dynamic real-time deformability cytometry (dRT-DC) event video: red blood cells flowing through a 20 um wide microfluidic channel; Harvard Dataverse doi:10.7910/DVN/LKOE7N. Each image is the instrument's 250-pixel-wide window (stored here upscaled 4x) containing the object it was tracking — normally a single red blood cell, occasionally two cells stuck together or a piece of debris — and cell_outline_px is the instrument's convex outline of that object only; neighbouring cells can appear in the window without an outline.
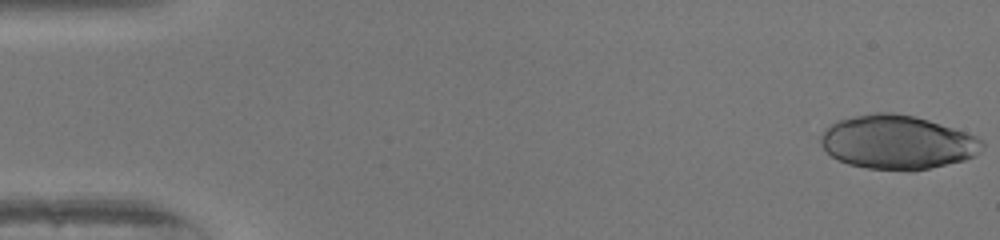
{"species": "human", "species_latin": "Homo sapiens", "temperature_condition": "warm", "stored_images_in_passage": 19, "camera_frame_rate_fps": 3000, "um_per_image_px": 0.085, "donor": {"sex": "female"}, "frame": {"image": 1, "passage_image": 1, "time_ms": 0.0, "image_size_px": [1000, 240], "cell_outline_px": [[984, 148], [976, 156], [964, 160], [912, 172], [868, 168], [848, 164], [836, 160], [820, 144], [820, 136], [836, 120], [852, 116], [872, 112], [892, 112], [916, 116], [976, 136], [984, 140]], "centroid_in_image_um": [76.28, 12.1], "position_along_channel_um": 8.7, "area_um2": 51.04}}
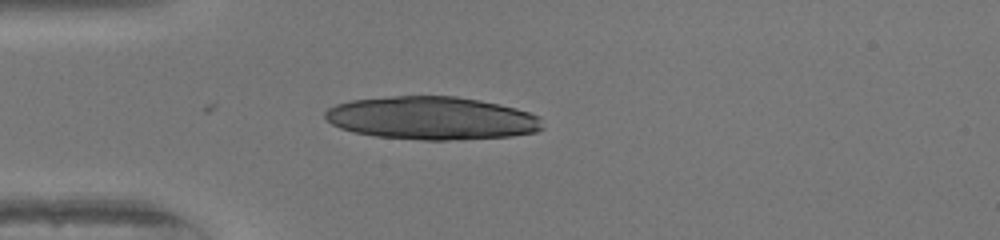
{"frame": {"image": 2, "passage_image": 14, "time_ms": 4.333, "image_size_px": [1000, 240], "cell_outline_px": [[544, 128], [536, 132], [512, 136], [444, 140], [424, 140], [376, 136], [352, 132], [340, 128], [332, 124], [324, 116], [324, 112], [328, 108], [336, 104], [352, 100], [392, 96], [456, 96], [480, 100], [500, 104], [516, 108], [540, 116]], "centroid_in_image_um": [36.71, 10.04], "position_along_channel_um": 48.3, "area_um2": 54.62}}